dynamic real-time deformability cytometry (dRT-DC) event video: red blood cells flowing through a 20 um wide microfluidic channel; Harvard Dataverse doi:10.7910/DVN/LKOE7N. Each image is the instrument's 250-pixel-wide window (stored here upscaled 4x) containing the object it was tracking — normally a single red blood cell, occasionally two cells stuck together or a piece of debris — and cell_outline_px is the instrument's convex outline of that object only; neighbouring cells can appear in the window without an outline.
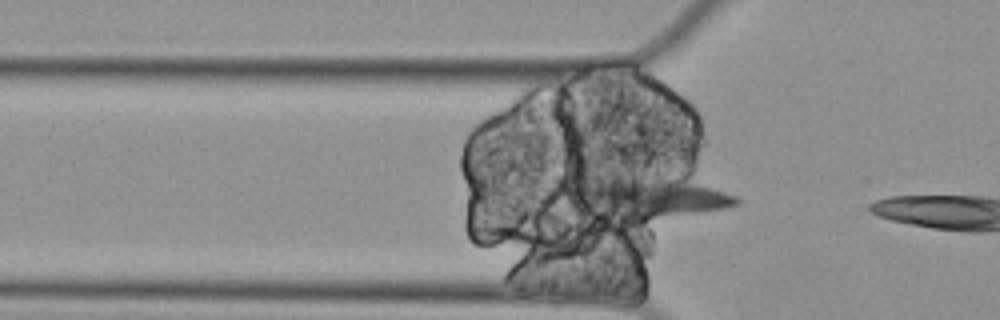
{"species": "Egyptian fruit bat (a non-hibernating species)", "species_latin": "Rousettus aegyptiacus", "temperature_condition": "cold", "stored_images_in_passage": 17, "camera_frame_rate_fps": 3000, "um_per_image_px": 0.085, "animal": {"sex": "female"}, "frame": {"image": 1, "passage_image": 14, "time_ms": 4.333, "image_size_px": [1000, 320], "cell_outline_px": [[740, 204], [724, 208], [696, 212], [652, 216], [596, 220], [572, 204], [572, 180], [648, 172], [652, 172], [712, 188], [736, 196], [740, 200]], "centroid_in_image_um": [54.83, 16.7], "position_along_channel_um": 71.0, "area_um2": 40.63}}